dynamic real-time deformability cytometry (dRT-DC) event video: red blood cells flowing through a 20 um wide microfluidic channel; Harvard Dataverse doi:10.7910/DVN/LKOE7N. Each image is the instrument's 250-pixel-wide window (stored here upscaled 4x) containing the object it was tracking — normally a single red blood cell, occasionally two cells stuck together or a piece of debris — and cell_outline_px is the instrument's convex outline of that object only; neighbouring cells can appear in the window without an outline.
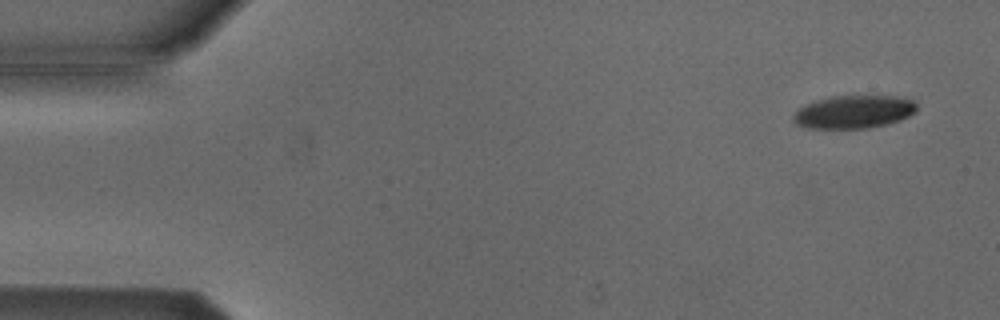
{"species": "Egyptian fruit bat (a non-hibernating species)", "species_latin": "Rousettus aegyptiacus", "temperature_condition": "cold", "stored_images_in_passage": 51, "camera_frame_rate_fps": 3000, "um_per_image_px": 0.085, "animal": {"sex": "male"}, "frame": {"image": 1, "passage_image": 1, "time_ms": 0.0, "image_size_px": [1000, 320], "cell_outline_px": [[916, 112], [900, 120], [868, 128], [808, 128], [796, 124], [792, 120], [792, 116], [804, 104], [832, 96], [904, 96], [912, 100], [916, 104]], "centroid_in_image_um": [72.58, 9.5], "position_along_channel_um": 12.4, "area_um2": 23.7}}
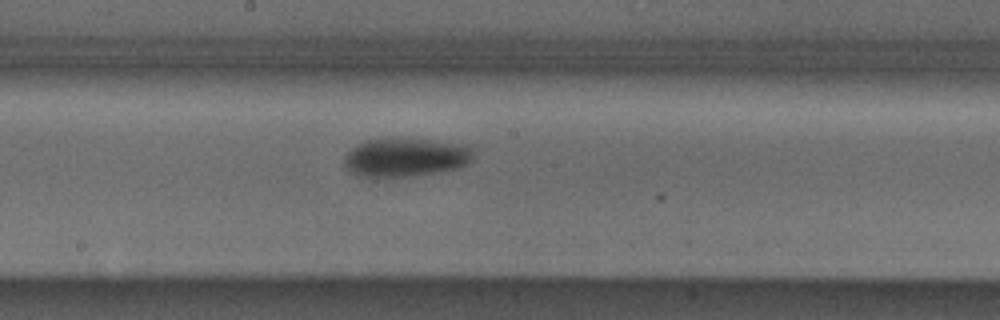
{"frame": {"image": 2, "passage_image": 26, "time_ms": 8.333, "image_size_px": [1000, 320], "cell_outline_px": [[472, 160], [460, 168], [436, 172], [408, 176], [360, 176], [348, 172], [344, 164], [344, 156], [352, 148], [368, 140], [428, 140], [472, 144]], "centroid_in_image_um": [34.52, 13.39], "position_along_channel_um": 213.7, "area_um2": 28.61}}
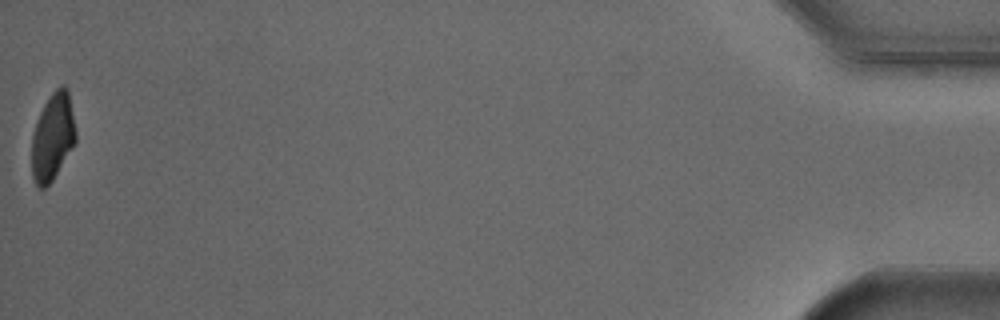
{"frame": {"image": 3, "passage_image": 51, "time_ms": 16.667, "image_size_px": [1000, 320], "cell_outline_px": [[76, 140], [52, 180], [44, 188], [40, 188], [36, 184], [32, 176], [32, 136], [40, 112], [44, 104], [52, 92], [60, 84], [64, 84], [68, 88], [76, 132]], "centroid_in_image_um": [4.48, 11.58], "position_along_channel_um": 430.7, "area_um2": 22.08}, "authors_computed_cell_mechanics": {"area_um2": 26.8192, "velocity_mm_per_s": 3.8386, "shape_relaxation_time_tau1_ms": 2.4461, "shape_relaxation_time_tau2_ms": null, "deformation_change_tau1": 0.1004, "deformation_change_tau2": null}}